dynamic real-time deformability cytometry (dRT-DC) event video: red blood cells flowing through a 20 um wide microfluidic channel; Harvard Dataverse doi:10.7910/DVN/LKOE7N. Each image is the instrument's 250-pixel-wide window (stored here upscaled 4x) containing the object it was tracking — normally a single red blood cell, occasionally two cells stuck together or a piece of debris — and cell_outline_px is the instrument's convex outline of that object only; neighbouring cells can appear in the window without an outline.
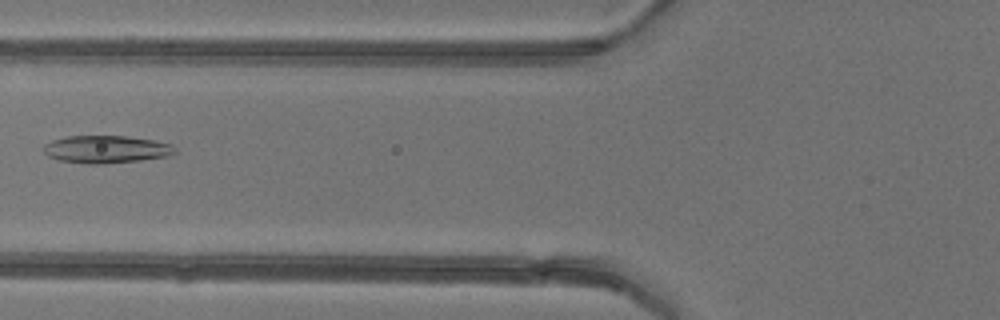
{"species": "common noctule bat (a hibernating species)", "species_latin": "Nyctalus noctula", "temperature_condition": "warm", "stored_images_in_passage": 6, "camera_frame_rate_fps": 3000, "um_per_image_px": 0.085, "animal": {"sex": "female"}, "frame": {"image": 1, "passage_image": 6, "time_ms": 6.667, "image_size_px": [1000, 320], "cell_outline_px": [[176, 152], [168, 156], [140, 160], [104, 164], [88, 164], [60, 160], [48, 156], [40, 148], [44, 144], [52, 140], [68, 136], [124, 136], [156, 140], [172, 144], [176, 148]], "centroid_in_image_um": [9.02, 12.69], "position_along_channel_um": 116.8, "area_um2": 21.27}}